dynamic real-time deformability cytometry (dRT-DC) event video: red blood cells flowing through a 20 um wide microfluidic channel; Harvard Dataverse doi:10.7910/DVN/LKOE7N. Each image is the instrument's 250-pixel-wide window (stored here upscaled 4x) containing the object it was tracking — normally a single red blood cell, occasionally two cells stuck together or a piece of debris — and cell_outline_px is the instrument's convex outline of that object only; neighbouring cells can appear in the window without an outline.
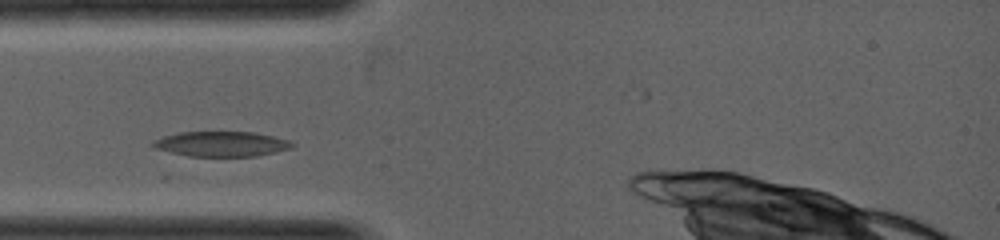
{"species": "common noctule bat (a hibernating species)", "species_latin": "Nyctalus noctula", "temperature_condition": "warm", "stored_images_in_passage": 6, "camera_frame_rate_fps": 5000, "um_per_image_px": 0.085, "animal": {"sex": "female", "body_mass_g": 19.0, "forearm_length_mm": 53.3}, "frame": {"image": 1, "passage_image": 1, "time_ms": 0.0, "image_size_px": [1000, 240], "cell_outline_px": [[296, 144], [292, 148], [276, 152], [256, 156], [188, 156], [156, 148], [148, 144], [152, 140], [164, 136], [180, 132], [252, 132], [272, 136], [288, 140]], "centroid_in_image_um": [18.81, 12.23], "position_along_channel_um": 66.2, "area_um2": 20.29}}
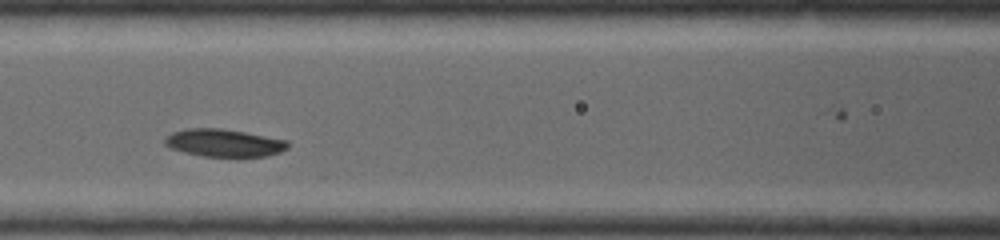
{"frame": {"image": 2, "passage_image": 4, "time_ms": 1.0, "image_size_px": [1000, 240], "cell_outline_px": [[288, 148], [280, 152], [268, 156], [240, 160], [236, 160], [204, 156], [184, 152], [172, 148], [164, 144], [164, 140], [172, 132], [184, 128], [220, 128], [244, 132], [288, 140]], "centroid_in_image_um": [19.09, 12.19], "position_along_channel_um": 147.5, "area_um2": 20.63}}
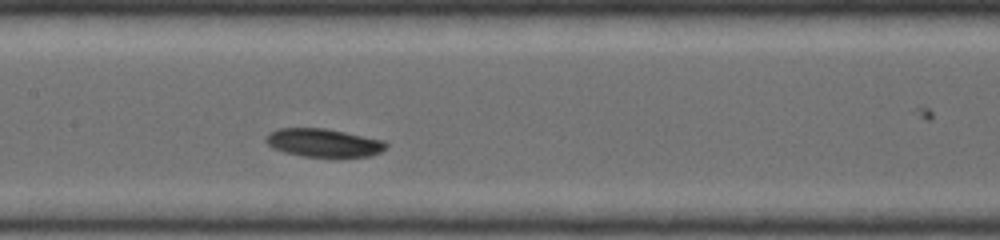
{"frame": {"image": 3, "passage_image": 5, "time_ms": 1.4, "image_size_px": [1000, 240], "cell_outline_px": [[388, 148], [372, 156], [304, 156], [284, 152], [272, 148], [264, 140], [268, 132], [280, 128], [324, 128], [384, 140], [388, 144]], "centroid_in_image_um": [27.49, 12.13], "position_along_channel_um": 179.9, "area_um2": 19.71}}